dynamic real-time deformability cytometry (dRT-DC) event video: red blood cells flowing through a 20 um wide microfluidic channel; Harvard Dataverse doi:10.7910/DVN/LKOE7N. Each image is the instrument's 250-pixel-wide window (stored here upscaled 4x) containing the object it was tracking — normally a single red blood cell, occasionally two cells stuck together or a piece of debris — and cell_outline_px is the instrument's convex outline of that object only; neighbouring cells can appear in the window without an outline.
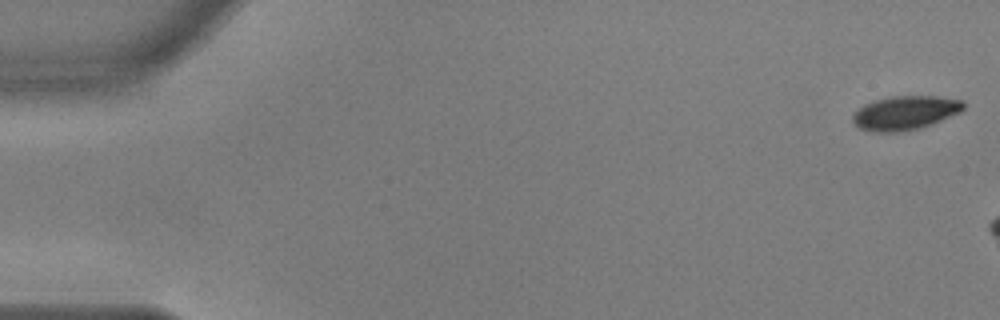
{"species": "common noctule bat (a hibernating species)", "species_latin": "Nyctalus noctula", "temperature_condition": "warm", "stored_images_in_passage": 7, "camera_frame_rate_fps": 3000, "um_per_image_px": 0.085, "animal": {"sex": "male", "body_mass_g": 17.9, "forearm_length_mm": 54.2}, "frame": {"image": 1, "passage_image": 1, "time_ms": 0.0, "image_size_px": [1000, 320], "cell_outline_px": [[964, 108], [960, 112], [932, 124], [920, 128], [896, 132], [872, 132], [860, 128], [852, 120], [852, 116], [864, 104], [876, 100], [892, 96], [936, 96], [964, 100]], "centroid_in_image_um": [76.96, 9.59], "position_along_channel_um": 8.0, "area_um2": 21.79}}